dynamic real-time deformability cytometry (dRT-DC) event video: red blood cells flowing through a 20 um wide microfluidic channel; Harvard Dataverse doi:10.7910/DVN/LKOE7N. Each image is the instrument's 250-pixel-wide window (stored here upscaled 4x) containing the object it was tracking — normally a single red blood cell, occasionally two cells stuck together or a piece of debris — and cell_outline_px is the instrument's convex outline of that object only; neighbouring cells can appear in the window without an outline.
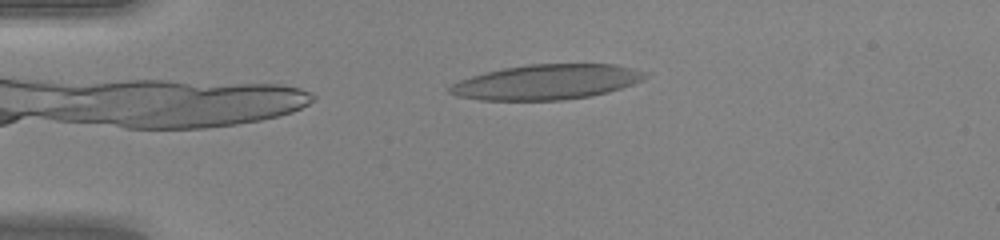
{"species": "human", "species_latin": "Homo sapiens", "temperature_condition": "warm", "stored_images_in_passage": 40, "camera_frame_rate_fps": 3000, "um_per_image_px": 0.085, "donor": {"sex": "female"}, "frame": {"image": 1, "passage_image": 3, "time_ms": 0.667, "image_size_px": [1000, 240], "cell_outline_px": [[652, 76], [644, 80], [608, 92], [592, 96], [564, 100], [480, 100], [456, 96], [448, 92], [448, 88], [452, 84], [460, 80], [472, 76], [504, 68], [528, 64], [616, 64], [648, 72]], "centroid_in_image_um": [46.52, 6.97], "position_along_channel_um": 38.5, "area_um2": 40.06}}
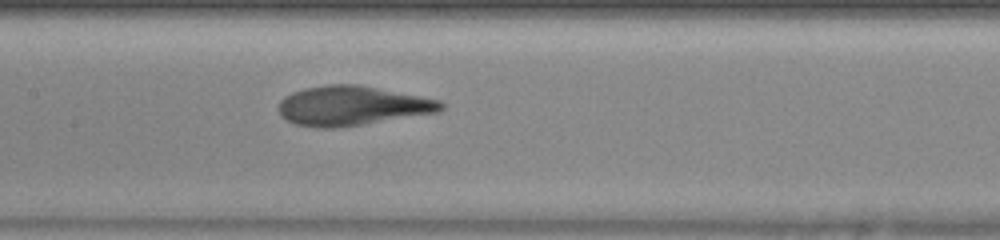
{"frame": {"image": 2, "passage_image": 16, "time_ms": 5.0, "image_size_px": [1000, 240], "cell_outline_px": [[444, 108], [440, 112], [360, 124], [332, 128], [320, 128], [296, 124], [280, 116], [280, 100], [284, 96], [292, 92], [304, 88], [328, 84], [360, 84], [440, 100], [444, 104]], "centroid_in_image_um": [29.93, 8.97], "position_along_channel_um": 177.5, "area_um2": 37.17}}
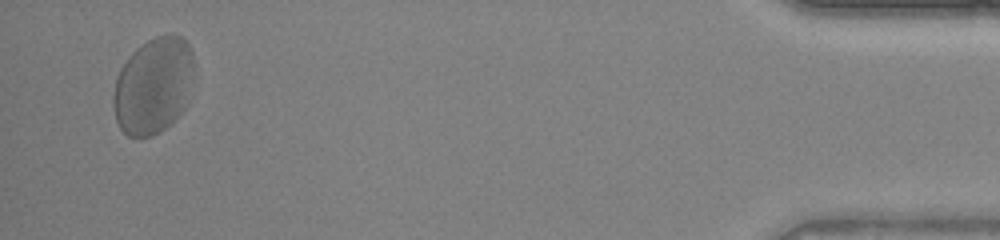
{"frame": {"image": 3, "passage_image": 39, "time_ms": 12.667, "image_size_px": [1000, 240], "cell_outline_px": [[192, 64], [184, 108], [180, 116], [172, 124], [152, 136], [128, 136], [120, 128], [116, 120], [112, 104], [112, 100], [116, 80], [128, 56], [136, 48], [148, 40], [156, 36], [168, 32], [172, 32], [180, 36], [188, 44], [192, 52]], "centroid_in_image_um": [13.0, 7.28], "position_along_channel_um": 422.2, "area_um2": 44.91}, "authors_computed_cell_mechanics": {"area_um2": 39.8531, "velocity_mm_per_s": 4.159, "shape_relaxation_time_tau1_ms": 2.3898, "shape_relaxation_time_tau2_ms": 0.7581, "deformation_change_tau1": 0.1673, "deformation_change_tau2": 0.0727}}